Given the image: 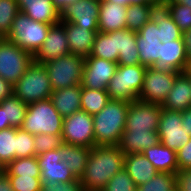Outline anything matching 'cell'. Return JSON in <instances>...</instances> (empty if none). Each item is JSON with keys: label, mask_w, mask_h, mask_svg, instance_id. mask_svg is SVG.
<instances>
[{"label": "cell", "mask_w": 191, "mask_h": 191, "mask_svg": "<svg viewBox=\"0 0 191 191\" xmlns=\"http://www.w3.org/2000/svg\"><path fill=\"white\" fill-rule=\"evenodd\" d=\"M127 6L100 0L98 16L99 32L109 33L126 29Z\"/></svg>", "instance_id": "21"}, {"label": "cell", "mask_w": 191, "mask_h": 191, "mask_svg": "<svg viewBox=\"0 0 191 191\" xmlns=\"http://www.w3.org/2000/svg\"><path fill=\"white\" fill-rule=\"evenodd\" d=\"M162 106L140 100L129 105L124 131H158Z\"/></svg>", "instance_id": "12"}, {"label": "cell", "mask_w": 191, "mask_h": 191, "mask_svg": "<svg viewBox=\"0 0 191 191\" xmlns=\"http://www.w3.org/2000/svg\"><path fill=\"white\" fill-rule=\"evenodd\" d=\"M90 56L118 61L119 51H116L115 31L109 33L97 32Z\"/></svg>", "instance_id": "28"}, {"label": "cell", "mask_w": 191, "mask_h": 191, "mask_svg": "<svg viewBox=\"0 0 191 191\" xmlns=\"http://www.w3.org/2000/svg\"><path fill=\"white\" fill-rule=\"evenodd\" d=\"M125 154L118 145L94 146L80 181L84 191H101L124 168Z\"/></svg>", "instance_id": "2"}, {"label": "cell", "mask_w": 191, "mask_h": 191, "mask_svg": "<svg viewBox=\"0 0 191 191\" xmlns=\"http://www.w3.org/2000/svg\"><path fill=\"white\" fill-rule=\"evenodd\" d=\"M36 157L41 169L40 178L42 183H67L77 179L65 162H62L60 147Z\"/></svg>", "instance_id": "16"}, {"label": "cell", "mask_w": 191, "mask_h": 191, "mask_svg": "<svg viewBox=\"0 0 191 191\" xmlns=\"http://www.w3.org/2000/svg\"><path fill=\"white\" fill-rule=\"evenodd\" d=\"M61 135L64 144L80 145L91 149L95 146L93 115L79 110L65 117Z\"/></svg>", "instance_id": "11"}, {"label": "cell", "mask_w": 191, "mask_h": 191, "mask_svg": "<svg viewBox=\"0 0 191 191\" xmlns=\"http://www.w3.org/2000/svg\"><path fill=\"white\" fill-rule=\"evenodd\" d=\"M33 61L34 57L31 53L6 37L0 38V77L14 85Z\"/></svg>", "instance_id": "9"}, {"label": "cell", "mask_w": 191, "mask_h": 191, "mask_svg": "<svg viewBox=\"0 0 191 191\" xmlns=\"http://www.w3.org/2000/svg\"><path fill=\"white\" fill-rule=\"evenodd\" d=\"M136 44L141 65L185 71L188 60L182 31L164 7H156L152 19L137 32Z\"/></svg>", "instance_id": "1"}, {"label": "cell", "mask_w": 191, "mask_h": 191, "mask_svg": "<svg viewBox=\"0 0 191 191\" xmlns=\"http://www.w3.org/2000/svg\"><path fill=\"white\" fill-rule=\"evenodd\" d=\"M67 54L70 52L65 27L58 23L50 27L43 45L33 57L35 63L43 64Z\"/></svg>", "instance_id": "17"}, {"label": "cell", "mask_w": 191, "mask_h": 191, "mask_svg": "<svg viewBox=\"0 0 191 191\" xmlns=\"http://www.w3.org/2000/svg\"><path fill=\"white\" fill-rule=\"evenodd\" d=\"M182 128L191 136V107L182 111Z\"/></svg>", "instance_id": "46"}, {"label": "cell", "mask_w": 191, "mask_h": 191, "mask_svg": "<svg viewBox=\"0 0 191 191\" xmlns=\"http://www.w3.org/2000/svg\"><path fill=\"white\" fill-rule=\"evenodd\" d=\"M101 1H110L112 3L127 6V0H101Z\"/></svg>", "instance_id": "52"}, {"label": "cell", "mask_w": 191, "mask_h": 191, "mask_svg": "<svg viewBox=\"0 0 191 191\" xmlns=\"http://www.w3.org/2000/svg\"><path fill=\"white\" fill-rule=\"evenodd\" d=\"M177 0H155L156 7H165L169 3L176 2Z\"/></svg>", "instance_id": "51"}, {"label": "cell", "mask_w": 191, "mask_h": 191, "mask_svg": "<svg viewBox=\"0 0 191 191\" xmlns=\"http://www.w3.org/2000/svg\"><path fill=\"white\" fill-rule=\"evenodd\" d=\"M14 85L0 77V103L13 95Z\"/></svg>", "instance_id": "44"}, {"label": "cell", "mask_w": 191, "mask_h": 191, "mask_svg": "<svg viewBox=\"0 0 191 191\" xmlns=\"http://www.w3.org/2000/svg\"><path fill=\"white\" fill-rule=\"evenodd\" d=\"M53 92L48 72L43 64L33 63L14 84L13 94L27 105L49 99Z\"/></svg>", "instance_id": "6"}, {"label": "cell", "mask_w": 191, "mask_h": 191, "mask_svg": "<svg viewBox=\"0 0 191 191\" xmlns=\"http://www.w3.org/2000/svg\"><path fill=\"white\" fill-rule=\"evenodd\" d=\"M19 10L30 19L47 24H58L61 12L53 0H17Z\"/></svg>", "instance_id": "19"}, {"label": "cell", "mask_w": 191, "mask_h": 191, "mask_svg": "<svg viewBox=\"0 0 191 191\" xmlns=\"http://www.w3.org/2000/svg\"><path fill=\"white\" fill-rule=\"evenodd\" d=\"M184 73L190 78L191 80V62L187 63L186 69L184 71Z\"/></svg>", "instance_id": "53"}, {"label": "cell", "mask_w": 191, "mask_h": 191, "mask_svg": "<svg viewBox=\"0 0 191 191\" xmlns=\"http://www.w3.org/2000/svg\"><path fill=\"white\" fill-rule=\"evenodd\" d=\"M19 12L17 0H0V38L8 36Z\"/></svg>", "instance_id": "35"}, {"label": "cell", "mask_w": 191, "mask_h": 191, "mask_svg": "<svg viewBox=\"0 0 191 191\" xmlns=\"http://www.w3.org/2000/svg\"><path fill=\"white\" fill-rule=\"evenodd\" d=\"M160 142L156 131H124L118 144L124 154H138Z\"/></svg>", "instance_id": "22"}, {"label": "cell", "mask_w": 191, "mask_h": 191, "mask_svg": "<svg viewBox=\"0 0 191 191\" xmlns=\"http://www.w3.org/2000/svg\"><path fill=\"white\" fill-rule=\"evenodd\" d=\"M110 98L106 89H89L81 86V110L95 115L109 102Z\"/></svg>", "instance_id": "29"}, {"label": "cell", "mask_w": 191, "mask_h": 191, "mask_svg": "<svg viewBox=\"0 0 191 191\" xmlns=\"http://www.w3.org/2000/svg\"><path fill=\"white\" fill-rule=\"evenodd\" d=\"M182 32L191 29V8L172 2L164 7Z\"/></svg>", "instance_id": "36"}, {"label": "cell", "mask_w": 191, "mask_h": 191, "mask_svg": "<svg viewBox=\"0 0 191 191\" xmlns=\"http://www.w3.org/2000/svg\"><path fill=\"white\" fill-rule=\"evenodd\" d=\"M84 62L85 58L70 53L43 63L48 72L53 91L80 85Z\"/></svg>", "instance_id": "8"}, {"label": "cell", "mask_w": 191, "mask_h": 191, "mask_svg": "<svg viewBox=\"0 0 191 191\" xmlns=\"http://www.w3.org/2000/svg\"><path fill=\"white\" fill-rule=\"evenodd\" d=\"M179 72L159 67H147L143 87L138 100L146 103L162 104L173 87Z\"/></svg>", "instance_id": "10"}, {"label": "cell", "mask_w": 191, "mask_h": 191, "mask_svg": "<svg viewBox=\"0 0 191 191\" xmlns=\"http://www.w3.org/2000/svg\"><path fill=\"white\" fill-rule=\"evenodd\" d=\"M60 156L74 176L80 179L90 156V148L63 143L60 146Z\"/></svg>", "instance_id": "27"}, {"label": "cell", "mask_w": 191, "mask_h": 191, "mask_svg": "<svg viewBox=\"0 0 191 191\" xmlns=\"http://www.w3.org/2000/svg\"><path fill=\"white\" fill-rule=\"evenodd\" d=\"M63 144L62 135L38 134L34 135L35 156L49 150L58 149Z\"/></svg>", "instance_id": "38"}, {"label": "cell", "mask_w": 191, "mask_h": 191, "mask_svg": "<svg viewBox=\"0 0 191 191\" xmlns=\"http://www.w3.org/2000/svg\"><path fill=\"white\" fill-rule=\"evenodd\" d=\"M161 106L163 109L180 112L191 107V80L184 72L177 75Z\"/></svg>", "instance_id": "20"}, {"label": "cell", "mask_w": 191, "mask_h": 191, "mask_svg": "<svg viewBox=\"0 0 191 191\" xmlns=\"http://www.w3.org/2000/svg\"><path fill=\"white\" fill-rule=\"evenodd\" d=\"M0 191H14L6 173L0 176Z\"/></svg>", "instance_id": "47"}, {"label": "cell", "mask_w": 191, "mask_h": 191, "mask_svg": "<svg viewBox=\"0 0 191 191\" xmlns=\"http://www.w3.org/2000/svg\"><path fill=\"white\" fill-rule=\"evenodd\" d=\"M176 190L191 191V169L176 172Z\"/></svg>", "instance_id": "43"}, {"label": "cell", "mask_w": 191, "mask_h": 191, "mask_svg": "<svg viewBox=\"0 0 191 191\" xmlns=\"http://www.w3.org/2000/svg\"><path fill=\"white\" fill-rule=\"evenodd\" d=\"M0 106L5 110L6 120L12 127L20 128L25 118L28 105L14 94L7 97Z\"/></svg>", "instance_id": "31"}, {"label": "cell", "mask_w": 191, "mask_h": 191, "mask_svg": "<svg viewBox=\"0 0 191 191\" xmlns=\"http://www.w3.org/2000/svg\"><path fill=\"white\" fill-rule=\"evenodd\" d=\"M177 3L183 4L191 8V0H177Z\"/></svg>", "instance_id": "54"}, {"label": "cell", "mask_w": 191, "mask_h": 191, "mask_svg": "<svg viewBox=\"0 0 191 191\" xmlns=\"http://www.w3.org/2000/svg\"><path fill=\"white\" fill-rule=\"evenodd\" d=\"M12 127L6 120L5 110L0 106V131Z\"/></svg>", "instance_id": "48"}, {"label": "cell", "mask_w": 191, "mask_h": 191, "mask_svg": "<svg viewBox=\"0 0 191 191\" xmlns=\"http://www.w3.org/2000/svg\"><path fill=\"white\" fill-rule=\"evenodd\" d=\"M147 67L137 65H118L117 71L108 83L106 92L112 100L132 102L138 100L142 90Z\"/></svg>", "instance_id": "5"}, {"label": "cell", "mask_w": 191, "mask_h": 191, "mask_svg": "<svg viewBox=\"0 0 191 191\" xmlns=\"http://www.w3.org/2000/svg\"><path fill=\"white\" fill-rule=\"evenodd\" d=\"M78 0H53L55 6L61 11L63 10L67 5L73 4Z\"/></svg>", "instance_id": "49"}, {"label": "cell", "mask_w": 191, "mask_h": 191, "mask_svg": "<svg viewBox=\"0 0 191 191\" xmlns=\"http://www.w3.org/2000/svg\"><path fill=\"white\" fill-rule=\"evenodd\" d=\"M158 172L175 173L178 171L176 151L162 143L145 149L142 153Z\"/></svg>", "instance_id": "26"}, {"label": "cell", "mask_w": 191, "mask_h": 191, "mask_svg": "<svg viewBox=\"0 0 191 191\" xmlns=\"http://www.w3.org/2000/svg\"><path fill=\"white\" fill-rule=\"evenodd\" d=\"M136 189V184L123 168L107 182L101 191H136Z\"/></svg>", "instance_id": "37"}, {"label": "cell", "mask_w": 191, "mask_h": 191, "mask_svg": "<svg viewBox=\"0 0 191 191\" xmlns=\"http://www.w3.org/2000/svg\"><path fill=\"white\" fill-rule=\"evenodd\" d=\"M176 174L157 172L148 182L137 186L136 191H175Z\"/></svg>", "instance_id": "34"}, {"label": "cell", "mask_w": 191, "mask_h": 191, "mask_svg": "<svg viewBox=\"0 0 191 191\" xmlns=\"http://www.w3.org/2000/svg\"><path fill=\"white\" fill-rule=\"evenodd\" d=\"M35 156L34 135L17 128L16 159Z\"/></svg>", "instance_id": "39"}, {"label": "cell", "mask_w": 191, "mask_h": 191, "mask_svg": "<svg viewBox=\"0 0 191 191\" xmlns=\"http://www.w3.org/2000/svg\"><path fill=\"white\" fill-rule=\"evenodd\" d=\"M17 128L9 127L0 131V162L6 167L16 159Z\"/></svg>", "instance_id": "33"}, {"label": "cell", "mask_w": 191, "mask_h": 191, "mask_svg": "<svg viewBox=\"0 0 191 191\" xmlns=\"http://www.w3.org/2000/svg\"><path fill=\"white\" fill-rule=\"evenodd\" d=\"M40 191H84L79 178L67 183H42Z\"/></svg>", "instance_id": "41"}, {"label": "cell", "mask_w": 191, "mask_h": 191, "mask_svg": "<svg viewBox=\"0 0 191 191\" xmlns=\"http://www.w3.org/2000/svg\"><path fill=\"white\" fill-rule=\"evenodd\" d=\"M99 9L100 0H78L60 11L61 21L70 22L89 30H99Z\"/></svg>", "instance_id": "15"}, {"label": "cell", "mask_w": 191, "mask_h": 191, "mask_svg": "<svg viewBox=\"0 0 191 191\" xmlns=\"http://www.w3.org/2000/svg\"><path fill=\"white\" fill-rule=\"evenodd\" d=\"M178 170L191 169V139L176 152Z\"/></svg>", "instance_id": "42"}, {"label": "cell", "mask_w": 191, "mask_h": 191, "mask_svg": "<svg viewBox=\"0 0 191 191\" xmlns=\"http://www.w3.org/2000/svg\"><path fill=\"white\" fill-rule=\"evenodd\" d=\"M156 9L152 4H133L127 6L126 28L138 32L142 26L152 19V13Z\"/></svg>", "instance_id": "30"}, {"label": "cell", "mask_w": 191, "mask_h": 191, "mask_svg": "<svg viewBox=\"0 0 191 191\" xmlns=\"http://www.w3.org/2000/svg\"><path fill=\"white\" fill-rule=\"evenodd\" d=\"M52 25L55 24L32 20L20 11L15 17L11 31L6 38L34 56L43 45Z\"/></svg>", "instance_id": "7"}, {"label": "cell", "mask_w": 191, "mask_h": 191, "mask_svg": "<svg viewBox=\"0 0 191 191\" xmlns=\"http://www.w3.org/2000/svg\"><path fill=\"white\" fill-rule=\"evenodd\" d=\"M182 39L185 45L186 58L191 62V29L182 32Z\"/></svg>", "instance_id": "45"}, {"label": "cell", "mask_w": 191, "mask_h": 191, "mask_svg": "<svg viewBox=\"0 0 191 191\" xmlns=\"http://www.w3.org/2000/svg\"><path fill=\"white\" fill-rule=\"evenodd\" d=\"M5 173L7 175H18V176H32L40 178L41 169L37 161V157H25L14 159L5 167Z\"/></svg>", "instance_id": "32"}, {"label": "cell", "mask_w": 191, "mask_h": 191, "mask_svg": "<svg viewBox=\"0 0 191 191\" xmlns=\"http://www.w3.org/2000/svg\"><path fill=\"white\" fill-rule=\"evenodd\" d=\"M63 120L49 98L28 105L20 128L31 135H61Z\"/></svg>", "instance_id": "4"}, {"label": "cell", "mask_w": 191, "mask_h": 191, "mask_svg": "<svg viewBox=\"0 0 191 191\" xmlns=\"http://www.w3.org/2000/svg\"><path fill=\"white\" fill-rule=\"evenodd\" d=\"M50 99L63 118L70 116L81 110V84L54 90Z\"/></svg>", "instance_id": "24"}, {"label": "cell", "mask_w": 191, "mask_h": 191, "mask_svg": "<svg viewBox=\"0 0 191 191\" xmlns=\"http://www.w3.org/2000/svg\"><path fill=\"white\" fill-rule=\"evenodd\" d=\"M133 4H152L155 5V0H127V6Z\"/></svg>", "instance_id": "50"}, {"label": "cell", "mask_w": 191, "mask_h": 191, "mask_svg": "<svg viewBox=\"0 0 191 191\" xmlns=\"http://www.w3.org/2000/svg\"><path fill=\"white\" fill-rule=\"evenodd\" d=\"M160 143L174 151L182 148L190 139L182 128V112L162 108L158 127Z\"/></svg>", "instance_id": "13"}, {"label": "cell", "mask_w": 191, "mask_h": 191, "mask_svg": "<svg viewBox=\"0 0 191 191\" xmlns=\"http://www.w3.org/2000/svg\"><path fill=\"white\" fill-rule=\"evenodd\" d=\"M118 63L89 56L85 58L81 86L89 89H106L117 71Z\"/></svg>", "instance_id": "14"}, {"label": "cell", "mask_w": 191, "mask_h": 191, "mask_svg": "<svg viewBox=\"0 0 191 191\" xmlns=\"http://www.w3.org/2000/svg\"><path fill=\"white\" fill-rule=\"evenodd\" d=\"M124 169L132 178L136 186H140L152 179L158 172L153 164L142 153L126 154Z\"/></svg>", "instance_id": "25"}, {"label": "cell", "mask_w": 191, "mask_h": 191, "mask_svg": "<svg viewBox=\"0 0 191 191\" xmlns=\"http://www.w3.org/2000/svg\"><path fill=\"white\" fill-rule=\"evenodd\" d=\"M5 173V166L0 162V176Z\"/></svg>", "instance_id": "55"}, {"label": "cell", "mask_w": 191, "mask_h": 191, "mask_svg": "<svg viewBox=\"0 0 191 191\" xmlns=\"http://www.w3.org/2000/svg\"><path fill=\"white\" fill-rule=\"evenodd\" d=\"M130 102L110 99L93 115L95 146L118 145L125 129Z\"/></svg>", "instance_id": "3"}, {"label": "cell", "mask_w": 191, "mask_h": 191, "mask_svg": "<svg viewBox=\"0 0 191 191\" xmlns=\"http://www.w3.org/2000/svg\"><path fill=\"white\" fill-rule=\"evenodd\" d=\"M136 35V31L127 28L115 31L116 51H119L118 65L140 64Z\"/></svg>", "instance_id": "23"}, {"label": "cell", "mask_w": 191, "mask_h": 191, "mask_svg": "<svg viewBox=\"0 0 191 191\" xmlns=\"http://www.w3.org/2000/svg\"><path fill=\"white\" fill-rule=\"evenodd\" d=\"M60 23L65 27L69 52L83 58L89 57L99 30H89L70 22L60 21Z\"/></svg>", "instance_id": "18"}, {"label": "cell", "mask_w": 191, "mask_h": 191, "mask_svg": "<svg viewBox=\"0 0 191 191\" xmlns=\"http://www.w3.org/2000/svg\"><path fill=\"white\" fill-rule=\"evenodd\" d=\"M14 191H40L41 178L32 176L8 175Z\"/></svg>", "instance_id": "40"}]
</instances>
